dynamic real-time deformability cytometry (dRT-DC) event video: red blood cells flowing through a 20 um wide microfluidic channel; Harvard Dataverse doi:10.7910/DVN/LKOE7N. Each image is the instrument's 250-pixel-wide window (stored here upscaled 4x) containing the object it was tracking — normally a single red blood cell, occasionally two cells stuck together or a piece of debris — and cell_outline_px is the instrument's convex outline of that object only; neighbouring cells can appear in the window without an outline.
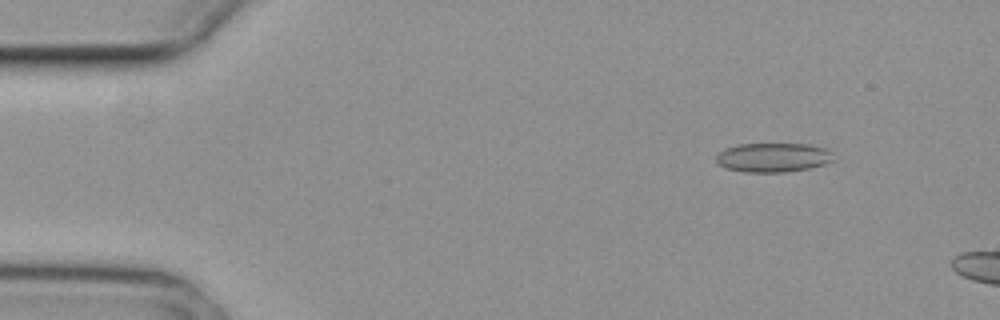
{"species": "common noctule bat (a hibernating species)", "species_latin": "Nyctalus noctula", "temperature_condition": "cold", "stored_images_in_passage": 3, "camera_frame_rate_fps": 3000, "um_per_image_px": 0.085, "animal": {"sex": "female", "body_mass_g": 29.2, "forearm_length_mm": 56.3}, "frame": {"image": 1, "passage_image": 2, "time_ms": 0.333, "image_size_px": [1000, 320], "cell_outline_px": [[832, 160], [824, 164], [808, 168], [784, 172], [744, 172], [724, 168], [716, 160], [716, 156], [724, 148], [740, 144], [808, 144], [824, 148], [832, 152]], "centroid_in_image_um": [65.68, 13.38], "position_along_channel_um": 19.3, "area_um2": 19.83}}